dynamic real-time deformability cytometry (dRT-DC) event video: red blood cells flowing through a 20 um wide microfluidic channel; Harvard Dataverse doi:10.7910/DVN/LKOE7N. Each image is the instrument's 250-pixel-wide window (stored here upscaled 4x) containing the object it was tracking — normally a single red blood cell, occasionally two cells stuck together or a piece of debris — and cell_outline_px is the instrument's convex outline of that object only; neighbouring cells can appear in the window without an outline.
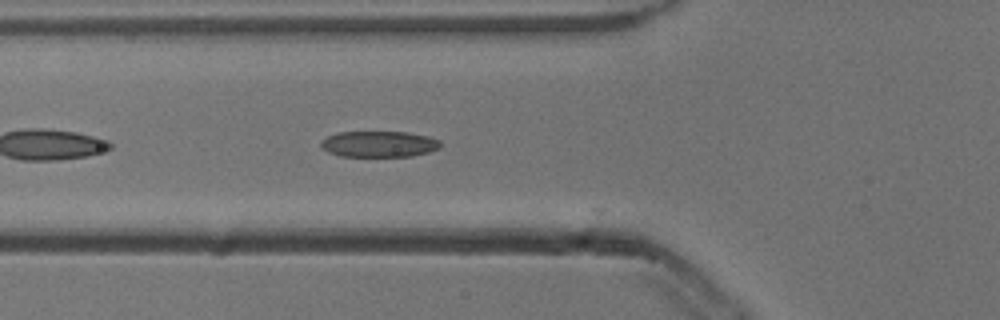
{"species": "common noctule bat (a hibernating species)", "species_latin": "Nyctalus noctula", "temperature_condition": "cold", "stored_images_in_passage": 43, "camera_frame_rate_fps": 3000, "um_per_image_px": 0.085, "animal": {"sex": "male", "body_mass_g": 13.3}, "frame": {"image": 1, "passage_image": 14, "time_ms": 4.333, "image_size_px": [1000, 320], "cell_outline_px": [[440, 148], [428, 152], [412, 156], [340, 156], [328, 152], [320, 144], [328, 136], [336, 132], [404, 132], [428, 136], [440, 140]], "centroid_in_image_um": [32.23, 12.24], "position_along_channel_um": 93.6, "area_um2": 17.98}}
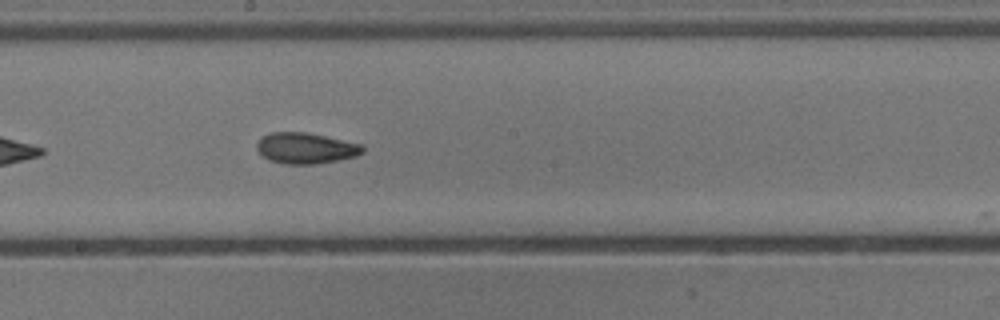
{"frame": {"image": 2, "passage_image": 24, "time_ms": 7.667, "image_size_px": [1000, 320], "cell_outline_px": [[364, 152], [356, 156], [316, 164], [284, 164], [268, 160], [260, 156], [256, 148], [256, 144], [260, 136], [272, 132], [308, 132], [364, 144]], "centroid_in_image_um": [25.96, 12.59], "position_along_channel_um": 222.2, "area_um2": 19.48}}
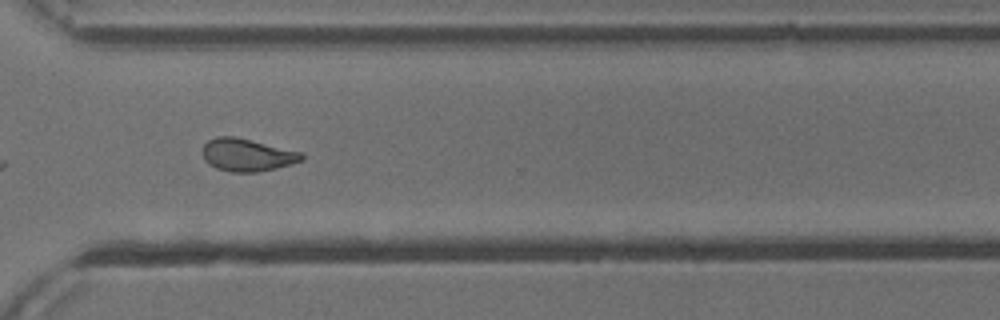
{"frame": {"image": 3, "passage_image": 34, "time_ms": 11.0, "image_size_px": [1000, 320], "cell_outline_px": [[304, 160], [292, 164], [276, 168], [256, 172], [232, 172], [216, 168], [208, 164], [204, 160], [204, 144], [208, 140], [216, 136], [232, 136], [300, 152], [304, 156]], "centroid_in_image_um": [20.99, 13.18], "position_along_channel_um": 349.6, "area_um2": 18.55}, "authors_computed_cell_mechanics": {"area_um2": 18.0336, "velocity_mm_per_s": 3.8329, "shape_relaxation_time_tau1_ms": 5.0569, "shape_relaxation_time_tau2_ms": 2.679, "deformation_change_tau1": 0.1407, "deformation_change_tau2": 0.0897}}